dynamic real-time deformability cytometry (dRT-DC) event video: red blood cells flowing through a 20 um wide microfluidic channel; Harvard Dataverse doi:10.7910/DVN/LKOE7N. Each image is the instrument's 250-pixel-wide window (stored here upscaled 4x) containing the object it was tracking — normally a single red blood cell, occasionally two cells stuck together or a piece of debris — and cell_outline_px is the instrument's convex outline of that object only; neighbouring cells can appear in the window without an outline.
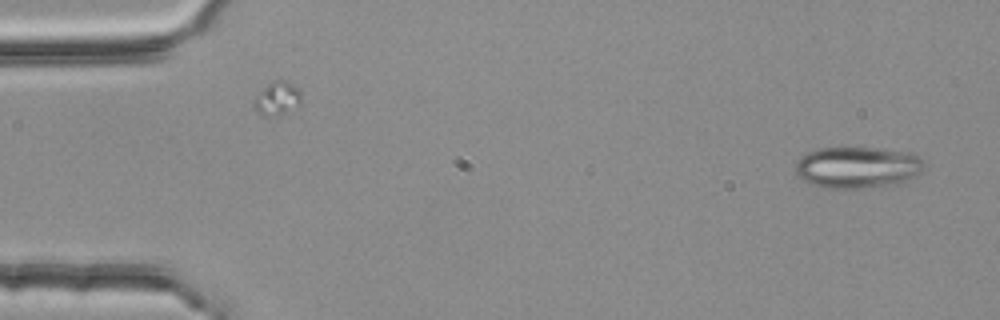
{"species": "common noctule bat (a hibernating species)", "species_latin": "Nyctalus noctula", "temperature_condition": "room temperature", "stored_images_in_passage": 4, "camera_frame_rate_fps": 3000, "um_per_image_px": 0.085, "animal": {"sex": "female", "body_mass_g": 25.1}, "frame": {"image": 1, "passage_image": 1, "time_ms": 0.0, "image_size_px": [1000, 320], "cell_outline_px": [[924, 168], [908, 184], [860, 188], [824, 188], [812, 184], [804, 180], [796, 172], [796, 160], [804, 152], [816, 148], [876, 148], [912, 152], [920, 156], [924, 160]], "centroid_in_image_um": [72.95, 14.23], "position_along_channel_um": 12.0, "area_um2": 31.91}}